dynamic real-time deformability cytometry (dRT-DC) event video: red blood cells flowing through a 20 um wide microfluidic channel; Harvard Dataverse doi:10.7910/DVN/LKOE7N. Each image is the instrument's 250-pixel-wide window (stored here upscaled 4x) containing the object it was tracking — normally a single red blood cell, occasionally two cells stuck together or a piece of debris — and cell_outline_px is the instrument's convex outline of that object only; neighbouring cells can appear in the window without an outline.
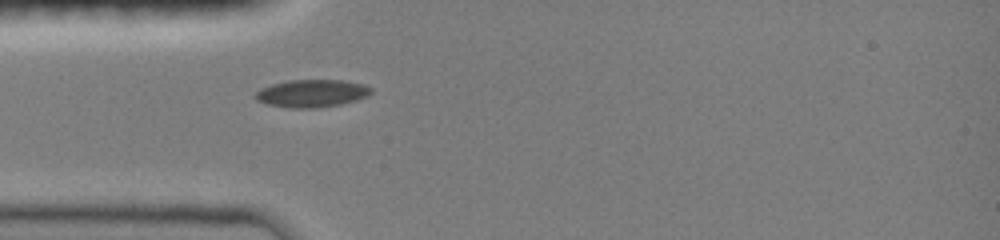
{"species": "common noctule bat (a hibernating species)", "species_latin": "Nyctalus noctula", "temperature_condition": "room temperature", "stored_images_in_passage": 35, "camera_frame_rate_fps": 3000, "um_per_image_px": 0.085, "animal": {"sex": "female", "body_mass_g": 19.0, "forearm_length_mm": 51.5}, "frame": {"image": 1, "passage_image": 1, "time_ms": 0.0, "image_size_px": [1000, 240], "cell_outline_px": [[372, 92], [368, 96], [356, 100], [340, 104], [316, 108], [288, 108], [268, 104], [256, 100], [252, 96], [260, 88], [272, 84], [288, 80], [340, 80], [364, 84], [372, 88]], "centroid_in_image_um": [26.48, 7.93], "position_along_channel_um": 58.5, "area_um2": 18.73}}
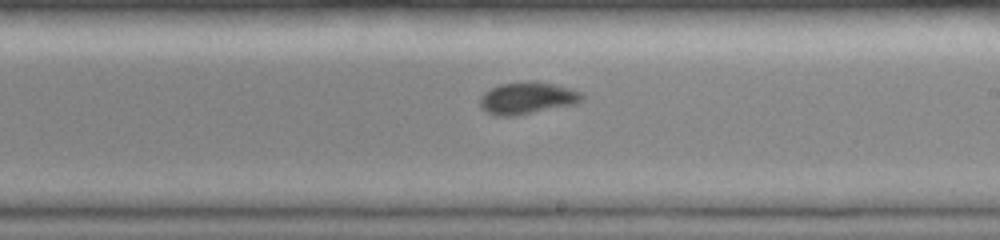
{"frame": {"image": 2, "passage_image": 15, "time_ms": 4.667, "image_size_px": [1000, 240], "cell_outline_px": [[584, 96], [576, 104], [516, 116], [496, 116], [480, 108], [480, 96], [484, 92], [500, 84], [528, 80], [536, 80], [568, 88], [580, 92]], "centroid_in_image_um": [44.78, 8.33], "position_along_channel_um": 244.2, "area_um2": 19.13}}
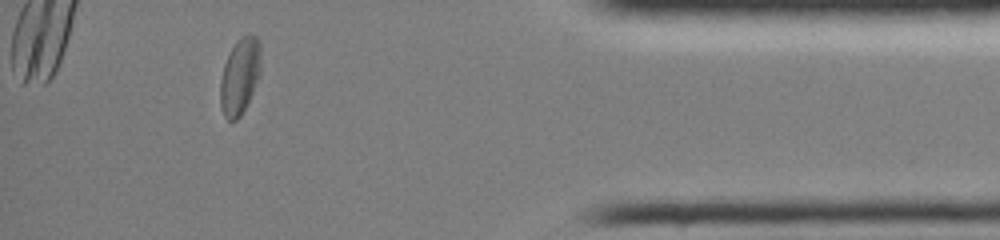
{"frame": {"image": 3, "passage_image": 30, "time_ms": 9.667, "image_size_px": [1000, 240], "cell_outline_px": [[260, 76], [240, 116], [236, 120], [228, 120], [224, 116], [220, 108], [220, 80], [224, 64], [236, 40], [240, 36], [248, 32], [256, 36], [260, 40]], "centroid_in_image_um": [20.38, 6.43], "position_along_channel_um": 414.8, "area_um2": 18.15}, "authors_computed_cell_mechanics": {"area_um2": 18.6694, "velocity_mm_per_s": 4.0158, "shape_relaxation_time_tau1_ms": 8.628, "shape_relaxation_time_tau2_ms": 2.126, "deformation_change_tau1": 0.1806, "deformation_change_tau2": 0.0518}}